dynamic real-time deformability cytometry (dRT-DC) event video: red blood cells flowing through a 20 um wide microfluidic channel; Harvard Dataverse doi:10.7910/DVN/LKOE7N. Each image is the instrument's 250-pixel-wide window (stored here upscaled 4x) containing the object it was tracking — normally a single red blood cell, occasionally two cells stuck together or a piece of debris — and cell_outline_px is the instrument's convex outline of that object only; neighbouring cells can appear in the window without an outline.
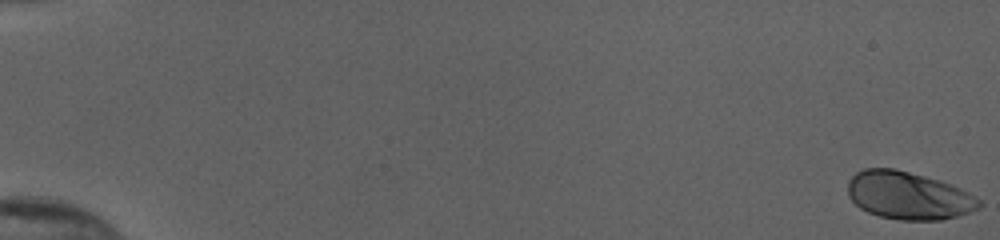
{"species": "human", "species_latin": "Homo sapiens", "temperature_condition": "cold", "stored_images_in_passage": 55, "camera_frame_rate_fps": 3000, "um_per_image_px": 0.085, "donor": {"sex": "female"}, "frame": {"image": 1, "passage_image": 1, "time_ms": 0.0, "image_size_px": [1000, 240], "cell_outline_px": [[984, 204], [980, 208], [972, 212], [940, 220], [900, 220], [880, 216], [868, 212], [860, 208], [848, 196], [848, 180], [856, 172], [864, 168], [896, 168], [924, 176], [960, 188], [976, 196]], "centroid_in_image_um": [77.22, 16.62], "position_along_channel_um": 7.8, "area_um2": 36.59}}
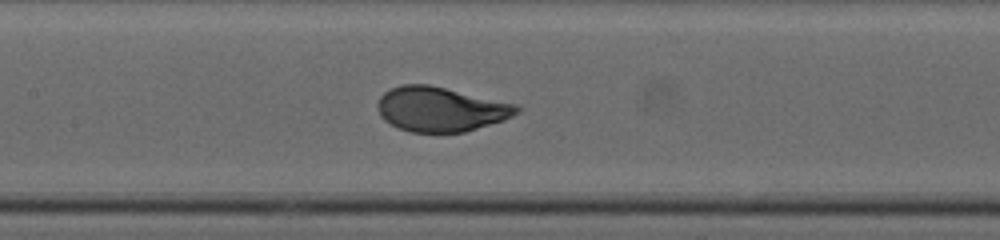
{"frame": {"image": 2, "passage_image": 29, "time_ms": 9.333, "image_size_px": [1000, 240], "cell_outline_px": [[524, 108], [520, 112], [504, 120], [464, 132], [412, 132], [400, 128], [384, 120], [380, 116], [376, 104], [380, 96], [384, 92], [400, 84], [428, 84], [516, 104]], "centroid_in_image_um": [37.46, 9.27], "position_along_channel_um": 169.9, "area_um2": 36.13}}
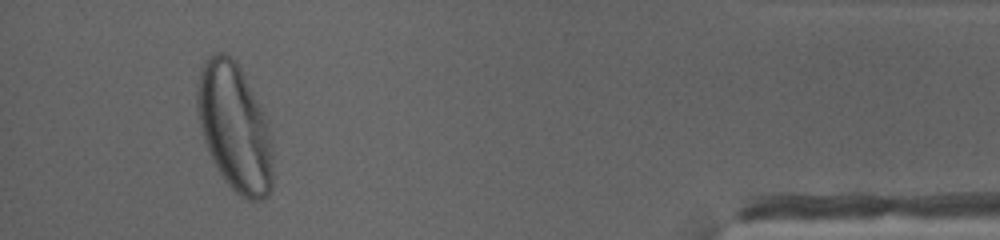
{"frame": {"image": 3, "passage_image": 52, "time_ms": 17.0, "image_size_px": [1000, 240], "cell_outline_px": [[272, 192], [268, 196], [260, 200], [248, 200], [240, 196], [224, 180], [216, 168], [208, 152], [200, 128], [196, 112], [196, 88], [200, 72], [204, 60], [208, 56], [216, 52], [224, 52], [236, 60], [268, 124], [272, 148]], "centroid_in_image_um": [19.91, 10.85], "position_along_channel_um": 415.3, "area_um2": 56.36}, "authors_computed_cell_mechanics": {"area_um2": 36.0094, "velocity_mm_per_s": 3.8649, "shape_relaxation_time_tau1_ms": 2.7862, "shape_relaxation_time_tau2_ms": null, "deformation_change_tau1": 0.1475, "deformation_change_tau2": null}}